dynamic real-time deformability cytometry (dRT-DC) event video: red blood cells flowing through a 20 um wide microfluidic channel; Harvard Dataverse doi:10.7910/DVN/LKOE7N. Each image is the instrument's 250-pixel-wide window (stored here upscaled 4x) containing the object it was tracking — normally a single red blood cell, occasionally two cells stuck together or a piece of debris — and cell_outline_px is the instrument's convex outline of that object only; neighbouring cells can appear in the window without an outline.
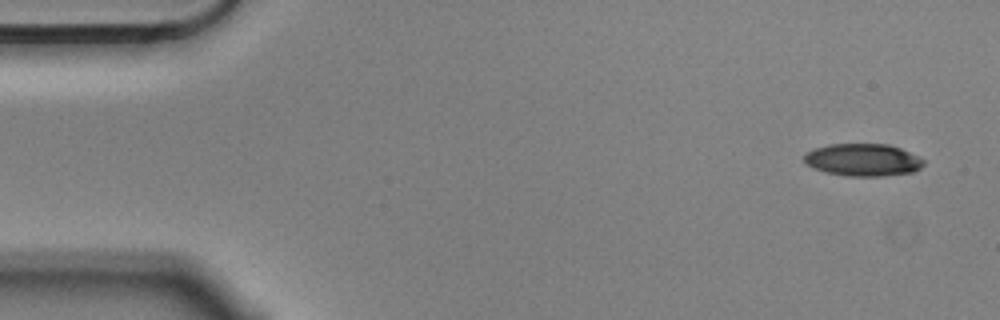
{"species": "Egyptian fruit bat (a non-hibernating species)", "species_latin": "Rousettus aegyptiacus", "temperature_condition": "cold", "stored_images_in_passage": 9, "camera_frame_rate_fps": 3000, "um_per_image_px": 0.085, "animal": {"sex": "male"}, "frame": {"image": 1, "passage_image": 1, "time_ms": 0.0, "image_size_px": [1000, 320], "cell_outline_px": [[924, 164], [920, 168], [912, 172], [884, 176], [848, 176], [828, 172], [812, 168], [804, 160], [804, 152], [828, 144], [888, 144], [900, 148], [924, 160]], "centroid_in_image_um": [73.33, 13.59], "position_along_channel_um": 11.7, "area_um2": 22.43}}
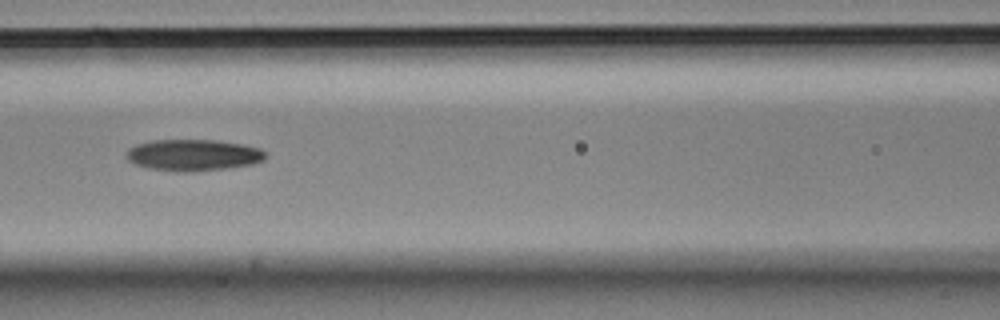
{"frame": {"image": 2, "passage_image": 7, "time_ms": 2.0, "image_size_px": [1000, 320], "cell_outline_px": [[264, 160], [256, 164], [196, 172], [176, 172], [148, 168], [136, 164], [128, 160], [124, 156], [128, 148], [136, 144], [152, 140], [216, 140], [244, 144], [260, 148], [264, 152]], "centroid_in_image_um": [16.41, 13.19], "position_along_channel_um": 150.2, "area_um2": 25.84}}
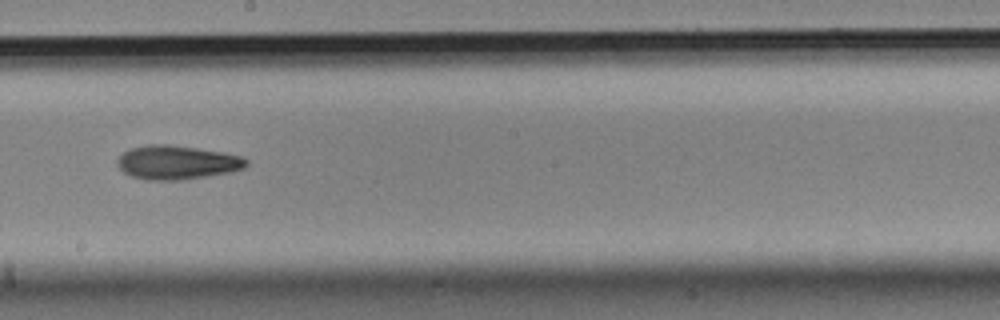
{"frame": {"image": 3, "passage_image": 9, "time_ms": 2.667, "image_size_px": [1000, 320], "cell_outline_px": [[248, 164], [244, 168], [232, 172], [184, 180], [144, 180], [132, 176], [124, 172], [116, 164], [116, 160], [128, 148], [148, 144], [168, 144], [224, 152], [240, 156], [248, 160]], "centroid_in_image_um": [15.04, 13.81], "position_along_channel_um": 233.2, "area_um2": 25.72}}